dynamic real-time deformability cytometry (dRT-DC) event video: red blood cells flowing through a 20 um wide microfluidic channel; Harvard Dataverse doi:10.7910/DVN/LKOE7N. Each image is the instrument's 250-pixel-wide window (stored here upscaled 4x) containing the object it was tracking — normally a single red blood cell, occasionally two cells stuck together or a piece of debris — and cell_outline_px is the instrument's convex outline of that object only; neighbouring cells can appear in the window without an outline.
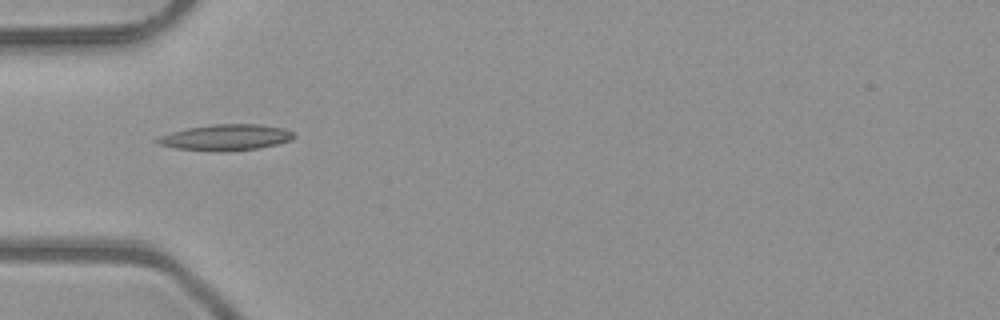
{"species": "common noctule bat (a hibernating species)", "species_latin": "Nyctalus noctula", "temperature_condition": "room temperature", "stored_images_in_passage": 4, "camera_frame_rate_fps": 3000, "um_per_image_px": 0.085, "animal": {"sex": "male", "body_mass_g": 23.1, "forearm_length_mm": 52.7}, "frame": {"image": 1, "passage_image": 2, "time_ms": 0.333, "image_size_px": [1000, 320], "cell_outline_px": [[296, 136], [292, 140], [260, 148], [224, 152], [216, 152], [176, 148], [160, 144], [152, 140], [160, 136], [172, 132], [188, 128], [212, 124], [260, 124], [284, 128], [292, 132]], "centroid_in_image_um": [19.22, 11.68], "position_along_channel_um": 65.8, "area_um2": 20.81}}
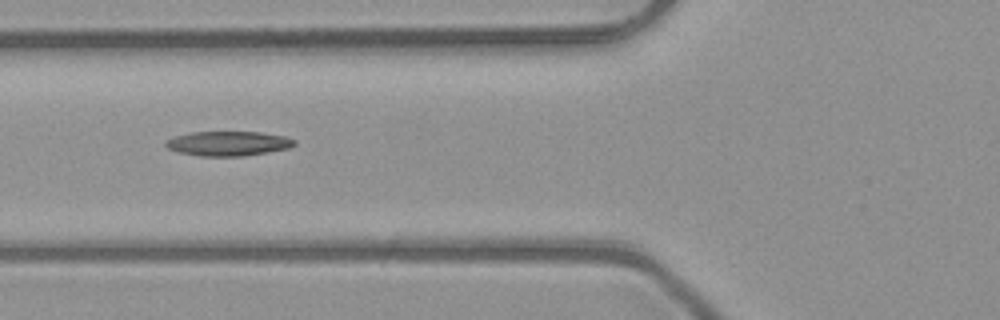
{"frame": {"image": 2, "passage_image": 3, "time_ms": 0.667, "image_size_px": [1000, 320], "cell_outline_px": [[296, 144], [288, 148], [268, 152], [244, 156], [200, 156], [180, 152], [168, 148], [164, 144], [168, 140], [176, 136], [188, 132], [260, 132], [284, 136], [296, 140]], "centroid_in_image_um": [19.42, 12.19], "position_along_channel_um": 106.4, "area_um2": 18.32}}
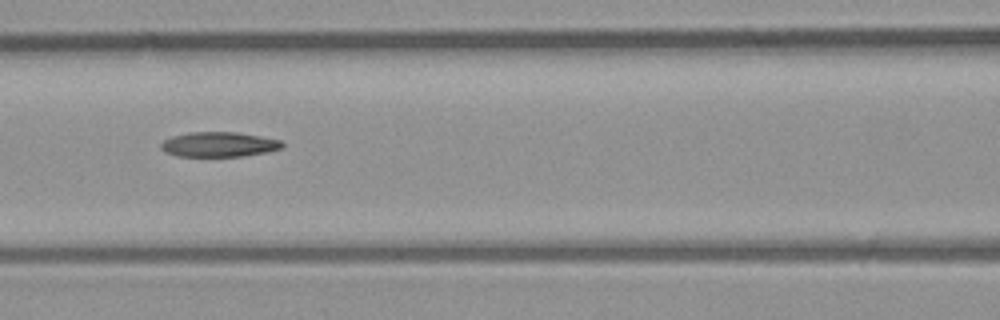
{"frame": {"image": 3, "passage_image": 4, "time_ms": 1.0, "image_size_px": [1000, 320], "cell_outline_px": [[284, 148], [268, 152], [244, 156], [176, 156], [164, 152], [160, 148], [160, 144], [164, 140], [172, 136], [188, 132], [236, 132], [260, 136], [280, 140], [284, 144]], "centroid_in_image_um": [18.61, 12.28], "position_along_channel_um": 148.0, "area_um2": 17.74}}